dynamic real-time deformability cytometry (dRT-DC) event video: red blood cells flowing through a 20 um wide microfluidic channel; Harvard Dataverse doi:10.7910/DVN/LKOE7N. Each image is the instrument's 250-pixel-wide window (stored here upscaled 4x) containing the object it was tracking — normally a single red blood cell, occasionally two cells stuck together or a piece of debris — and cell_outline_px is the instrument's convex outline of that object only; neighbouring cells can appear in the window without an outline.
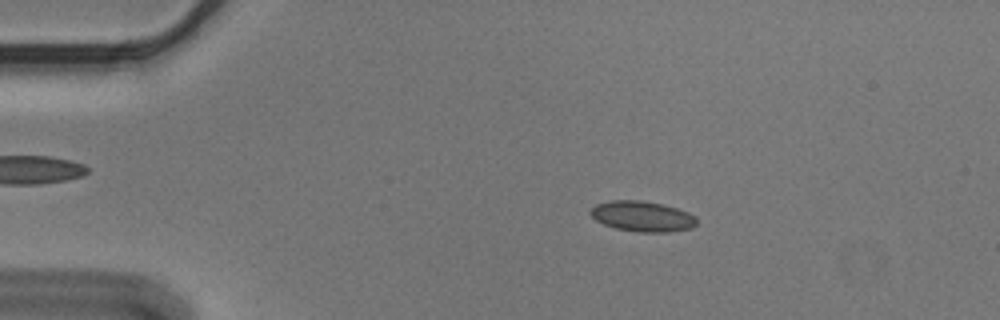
{"species": "Egyptian fruit bat (a non-hibernating species)", "species_latin": "Rousettus aegyptiacus", "temperature_condition": "cold", "stored_images_in_passage": 3, "camera_frame_rate_fps": 3000, "um_per_image_px": 0.085, "animal": {"sex": "male"}, "frame": {"image": 1, "passage_image": 2, "time_ms": 0.333, "image_size_px": [1000, 320], "cell_outline_px": [[696, 224], [692, 228], [668, 232], [640, 232], [616, 228], [604, 224], [596, 220], [588, 212], [596, 204], [608, 200], [640, 200], [660, 204], [676, 208], [688, 212], [696, 216]], "centroid_in_image_um": [54.59, 18.38], "position_along_channel_um": 30.4, "area_um2": 18.79}}